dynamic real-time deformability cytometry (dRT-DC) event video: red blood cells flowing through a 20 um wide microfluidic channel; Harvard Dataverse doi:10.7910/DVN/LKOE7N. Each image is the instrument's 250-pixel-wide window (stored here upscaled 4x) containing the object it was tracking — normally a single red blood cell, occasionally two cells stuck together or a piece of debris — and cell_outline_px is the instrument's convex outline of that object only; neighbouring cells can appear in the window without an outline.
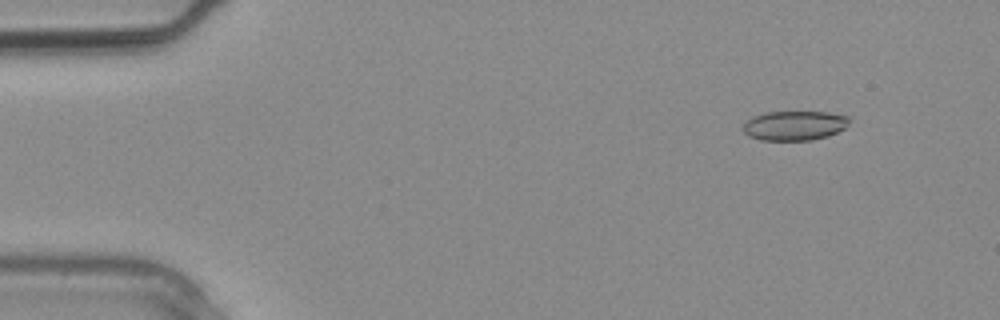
{"species": "common noctule bat (a hibernating species)", "species_latin": "Nyctalus noctula", "temperature_condition": "warm", "stored_images_in_passage": 3, "camera_frame_rate_fps": 3000, "um_per_image_px": 0.085, "animal": {"sex": "male", "body_mass_g": 20.4}, "frame": {"image": 1, "passage_image": 1, "time_ms": 0.0, "image_size_px": [1000, 320], "cell_outline_px": [[848, 124], [844, 128], [828, 136], [812, 140], [760, 140], [748, 136], [740, 128], [752, 116], [764, 112], [828, 112], [848, 116]], "centroid_in_image_um": [67.48, 10.67], "position_along_channel_um": 17.5, "area_um2": 18.32}}